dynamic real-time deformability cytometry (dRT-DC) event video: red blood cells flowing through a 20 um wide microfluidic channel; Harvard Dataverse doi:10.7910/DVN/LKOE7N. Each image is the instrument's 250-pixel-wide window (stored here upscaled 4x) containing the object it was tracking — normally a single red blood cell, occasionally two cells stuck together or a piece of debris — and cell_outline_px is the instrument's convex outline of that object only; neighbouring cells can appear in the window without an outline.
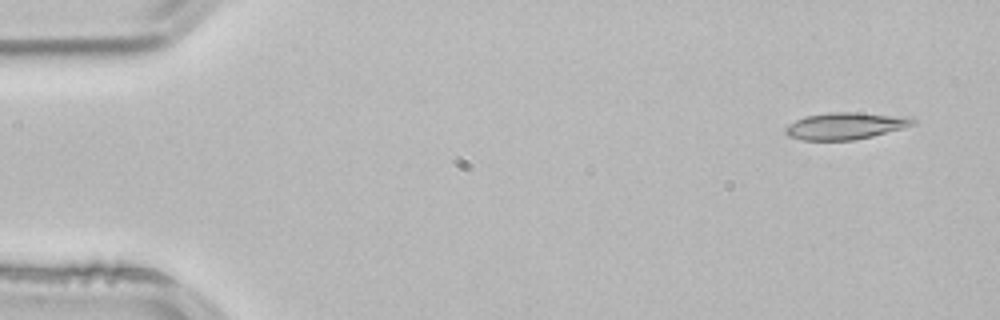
{"species": "common noctule bat (a hibernating species)", "species_latin": "Nyctalus noctula", "temperature_condition": "room temperature", "stored_images_in_passage": 4, "camera_frame_rate_fps": 3000, "um_per_image_px": 0.085, "animal": {"sex": "male", "body_mass_g": 21.5, "forearm_length_mm": 52.0}, "frame": {"image": 1, "passage_image": 1, "time_ms": 0.0, "image_size_px": [1000, 320], "cell_outline_px": [[916, 124], [904, 128], [856, 140], [800, 140], [788, 136], [784, 132], [788, 124], [804, 116], [828, 112], [860, 112], [912, 116], [916, 120]], "centroid_in_image_um": [71.91, 10.69], "position_along_channel_um": 13.1, "area_um2": 20.4}}